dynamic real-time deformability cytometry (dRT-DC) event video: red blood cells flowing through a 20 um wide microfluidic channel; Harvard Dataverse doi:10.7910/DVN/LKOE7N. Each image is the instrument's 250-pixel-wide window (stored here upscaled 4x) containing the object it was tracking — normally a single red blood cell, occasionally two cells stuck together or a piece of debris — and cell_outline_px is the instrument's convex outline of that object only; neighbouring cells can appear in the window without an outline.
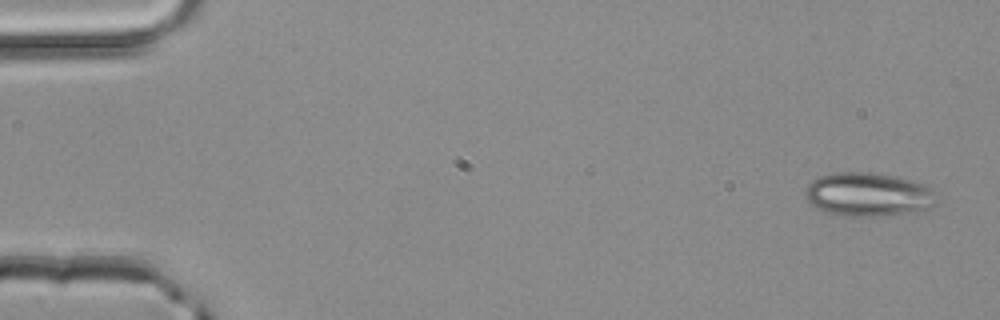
{"species": "common noctule bat (a hibernating species)", "species_latin": "Nyctalus noctula", "temperature_condition": "room temperature", "stored_images_in_passage": 4, "camera_frame_rate_fps": 3000, "um_per_image_px": 0.085, "animal": {"sex": "male", "body_mass_g": 20.4}, "frame": {"image": 1, "passage_image": 1, "time_ms": 0.0, "image_size_px": [1000, 320], "cell_outline_px": [[940, 204], [920, 212], [880, 216], [836, 216], [824, 212], [816, 208], [808, 200], [804, 192], [808, 184], [816, 176], [836, 172], [872, 172], [912, 180], [928, 184], [940, 200]], "centroid_in_image_um": [73.86, 16.54], "position_along_channel_um": 11.1, "area_um2": 34.45}}